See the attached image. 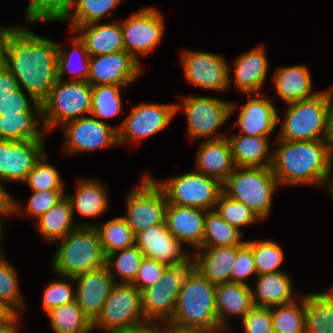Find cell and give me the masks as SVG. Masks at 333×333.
Instances as JSON below:
<instances>
[{"instance_id": "44", "label": "cell", "mask_w": 333, "mask_h": 333, "mask_svg": "<svg viewBox=\"0 0 333 333\" xmlns=\"http://www.w3.org/2000/svg\"><path fill=\"white\" fill-rule=\"evenodd\" d=\"M72 5L73 0H31L25 12L30 22L65 21Z\"/></svg>"}, {"instance_id": "18", "label": "cell", "mask_w": 333, "mask_h": 333, "mask_svg": "<svg viewBox=\"0 0 333 333\" xmlns=\"http://www.w3.org/2000/svg\"><path fill=\"white\" fill-rule=\"evenodd\" d=\"M43 153V138L24 141L0 140V178L3 181L24 183Z\"/></svg>"}, {"instance_id": "26", "label": "cell", "mask_w": 333, "mask_h": 333, "mask_svg": "<svg viewBox=\"0 0 333 333\" xmlns=\"http://www.w3.org/2000/svg\"><path fill=\"white\" fill-rule=\"evenodd\" d=\"M72 31L81 32L89 56H100L123 51V33L119 23L89 24L77 26Z\"/></svg>"}, {"instance_id": "47", "label": "cell", "mask_w": 333, "mask_h": 333, "mask_svg": "<svg viewBox=\"0 0 333 333\" xmlns=\"http://www.w3.org/2000/svg\"><path fill=\"white\" fill-rule=\"evenodd\" d=\"M17 276L9 262L0 255V299L16 312L25 308L17 283ZM18 309V310H16Z\"/></svg>"}, {"instance_id": "55", "label": "cell", "mask_w": 333, "mask_h": 333, "mask_svg": "<svg viewBox=\"0 0 333 333\" xmlns=\"http://www.w3.org/2000/svg\"><path fill=\"white\" fill-rule=\"evenodd\" d=\"M18 85L16 78L0 61V97L10 95L13 88Z\"/></svg>"}, {"instance_id": "50", "label": "cell", "mask_w": 333, "mask_h": 333, "mask_svg": "<svg viewBox=\"0 0 333 333\" xmlns=\"http://www.w3.org/2000/svg\"><path fill=\"white\" fill-rule=\"evenodd\" d=\"M35 110L39 115L38 117H40L39 119H41V104H33L31 107L29 100L19 85L13 88L10 95L0 97V115L17 112H35Z\"/></svg>"}, {"instance_id": "39", "label": "cell", "mask_w": 333, "mask_h": 333, "mask_svg": "<svg viewBox=\"0 0 333 333\" xmlns=\"http://www.w3.org/2000/svg\"><path fill=\"white\" fill-rule=\"evenodd\" d=\"M121 0H73L75 12L68 15L66 21L71 19L70 29L77 26H86L89 24L101 21V18L106 14L109 16L111 9H116V6Z\"/></svg>"}, {"instance_id": "23", "label": "cell", "mask_w": 333, "mask_h": 333, "mask_svg": "<svg viewBox=\"0 0 333 333\" xmlns=\"http://www.w3.org/2000/svg\"><path fill=\"white\" fill-rule=\"evenodd\" d=\"M240 247H200L193 257L194 269L215 285L231 282V273Z\"/></svg>"}, {"instance_id": "24", "label": "cell", "mask_w": 333, "mask_h": 333, "mask_svg": "<svg viewBox=\"0 0 333 333\" xmlns=\"http://www.w3.org/2000/svg\"><path fill=\"white\" fill-rule=\"evenodd\" d=\"M259 95L252 96L238 115L236 125L240 126L242 135L267 137L280 121L274 104L263 95L257 98Z\"/></svg>"}, {"instance_id": "1", "label": "cell", "mask_w": 333, "mask_h": 333, "mask_svg": "<svg viewBox=\"0 0 333 333\" xmlns=\"http://www.w3.org/2000/svg\"><path fill=\"white\" fill-rule=\"evenodd\" d=\"M58 44L28 29L8 27L3 33L0 61L26 89L32 104H40L57 78Z\"/></svg>"}, {"instance_id": "34", "label": "cell", "mask_w": 333, "mask_h": 333, "mask_svg": "<svg viewBox=\"0 0 333 333\" xmlns=\"http://www.w3.org/2000/svg\"><path fill=\"white\" fill-rule=\"evenodd\" d=\"M243 235L240 230L222 219L215 208L206 211L201 247L242 246L246 242L240 241Z\"/></svg>"}, {"instance_id": "21", "label": "cell", "mask_w": 333, "mask_h": 333, "mask_svg": "<svg viewBox=\"0 0 333 333\" xmlns=\"http://www.w3.org/2000/svg\"><path fill=\"white\" fill-rule=\"evenodd\" d=\"M206 210L168 203L165 223L169 232L181 243L200 248L204 236Z\"/></svg>"}, {"instance_id": "13", "label": "cell", "mask_w": 333, "mask_h": 333, "mask_svg": "<svg viewBox=\"0 0 333 333\" xmlns=\"http://www.w3.org/2000/svg\"><path fill=\"white\" fill-rule=\"evenodd\" d=\"M188 121V135L192 138L211 137L230 118L237 104L214 97L181 98Z\"/></svg>"}, {"instance_id": "48", "label": "cell", "mask_w": 333, "mask_h": 333, "mask_svg": "<svg viewBox=\"0 0 333 333\" xmlns=\"http://www.w3.org/2000/svg\"><path fill=\"white\" fill-rule=\"evenodd\" d=\"M71 282L53 281L45 289L43 294V307L46 312L75 301V292Z\"/></svg>"}, {"instance_id": "20", "label": "cell", "mask_w": 333, "mask_h": 333, "mask_svg": "<svg viewBox=\"0 0 333 333\" xmlns=\"http://www.w3.org/2000/svg\"><path fill=\"white\" fill-rule=\"evenodd\" d=\"M135 245L146 258L167 266H177L190 259L182 244L169 232L166 223L152 225L135 235Z\"/></svg>"}, {"instance_id": "61", "label": "cell", "mask_w": 333, "mask_h": 333, "mask_svg": "<svg viewBox=\"0 0 333 333\" xmlns=\"http://www.w3.org/2000/svg\"><path fill=\"white\" fill-rule=\"evenodd\" d=\"M6 29H7L6 27H4V28L0 27V49H1L2 36H3V33L5 32Z\"/></svg>"}, {"instance_id": "59", "label": "cell", "mask_w": 333, "mask_h": 333, "mask_svg": "<svg viewBox=\"0 0 333 333\" xmlns=\"http://www.w3.org/2000/svg\"><path fill=\"white\" fill-rule=\"evenodd\" d=\"M18 319V314L10 321L0 325V333H18L16 327V321Z\"/></svg>"}, {"instance_id": "46", "label": "cell", "mask_w": 333, "mask_h": 333, "mask_svg": "<svg viewBox=\"0 0 333 333\" xmlns=\"http://www.w3.org/2000/svg\"><path fill=\"white\" fill-rule=\"evenodd\" d=\"M45 153L36 161L26 180L32 191L64 190L63 182L58 171L45 162Z\"/></svg>"}, {"instance_id": "65", "label": "cell", "mask_w": 333, "mask_h": 333, "mask_svg": "<svg viewBox=\"0 0 333 333\" xmlns=\"http://www.w3.org/2000/svg\"><path fill=\"white\" fill-rule=\"evenodd\" d=\"M333 298V290L326 291Z\"/></svg>"}, {"instance_id": "6", "label": "cell", "mask_w": 333, "mask_h": 333, "mask_svg": "<svg viewBox=\"0 0 333 333\" xmlns=\"http://www.w3.org/2000/svg\"><path fill=\"white\" fill-rule=\"evenodd\" d=\"M333 87L314 97L290 103L278 139L288 141L325 140L327 115L333 99Z\"/></svg>"}, {"instance_id": "62", "label": "cell", "mask_w": 333, "mask_h": 333, "mask_svg": "<svg viewBox=\"0 0 333 333\" xmlns=\"http://www.w3.org/2000/svg\"><path fill=\"white\" fill-rule=\"evenodd\" d=\"M327 185L329 186L328 188H329V190H330V192H332V195H333V176H332V178H331V180H330V183L328 184L327 183Z\"/></svg>"}, {"instance_id": "38", "label": "cell", "mask_w": 333, "mask_h": 333, "mask_svg": "<svg viewBox=\"0 0 333 333\" xmlns=\"http://www.w3.org/2000/svg\"><path fill=\"white\" fill-rule=\"evenodd\" d=\"M144 257L141 250L134 244L127 249L109 254L106 257V266L112 276L114 275L113 271H116L118 276L120 275L123 280L119 283L131 284L137 276Z\"/></svg>"}, {"instance_id": "37", "label": "cell", "mask_w": 333, "mask_h": 333, "mask_svg": "<svg viewBox=\"0 0 333 333\" xmlns=\"http://www.w3.org/2000/svg\"><path fill=\"white\" fill-rule=\"evenodd\" d=\"M104 255L127 249L135 244V234L122 218H114L103 225H95Z\"/></svg>"}, {"instance_id": "63", "label": "cell", "mask_w": 333, "mask_h": 333, "mask_svg": "<svg viewBox=\"0 0 333 333\" xmlns=\"http://www.w3.org/2000/svg\"><path fill=\"white\" fill-rule=\"evenodd\" d=\"M2 216L4 217V215H1V214H0V241H1V239H2V231H3V230H2V226H1V225H2V218H3Z\"/></svg>"}, {"instance_id": "57", "label": "cell", "mask_w": 333, "mask_h": 333, "mask_svg": "<svg viewBox=\"0 0 333 333\" xmlns=\"http://www.w3.org/2000/svg\"><path fill=\"white\" fill-rule=\"evenodd\" d=\"M325 143L328 146L330 155L333 156V99L331 100L327 115V133Z\"/></svg>"}, {"instance_id": "64", "label": "cell", "mask_w": 333, "mask_h": 333, "mask_svg": "<svg viewBox=\"0 0 333 333\" xmlns=\"http://www.w3.org/2000/svg\"><path fill=\"white\" fill-rule=\"evenodd\" d=\"M0 140H2L1 115H0Z\"/></svg>"}, {"instance_id": "36", "label": "cell", "mask_w": 333, "mask_h": 333, "mask_svg": "<svg viewBox=\"0 0 333 333\" xmlns=\"http://www.w3.org/2000/svg\"><path fill=\"white\" fill-rule=\"evenodd\" d=\"M35 112H17L1 115L2 140L24 141L42 138L44 127L38 129ZM35 118V119H34ZM43 133V134H42Z\"/></svg>"}, {"instance_id": "3", "label": "cell", "mask_w": 333, "mask_h": 333, "mask_svg": "<svg viewBox=\"0 0 333 333\" xmlns=\"http://www.w3.org/2000/svg\"><path fill=\"white\" fill-rule=\"evenodd\" d=\"M215 286L193 269L180 289L174 314L167 323L214 332L223 330L216 314Z\"/></svg>"}, {"instance_id": "17", "label": "cell", "mask_w": 333, "mask_h": 333, "mask_svg": "<svg viewBox=\"0 0 333 333\" xmlns=\"http://www.w3.org/2000/svg\"><path fill=\"white\" fill-rule=\"evenodd\" d=\"M140 62L128 52L118 51L100 56H89V75L87 82L91 86H126L141 73Z\"/></svg>"}, {"instance_id": "54", "label": "cell", "mask_w": 333, "mask_h": 333, "mask_svg": "<svg viewBox=\"0 0 333 333\" xmlns=\"http://www.w3.org/2000/svg\"><path fill=\"white\" fill-rule=\"evenodd\" d=\"M0 178V214L10 215L12 213H18L22 211L21 206L6 192V190L1 185Z\"/></svg>"}, {"instance_id": "43", "label": "cell", "mask_w": 333, "mask_h": 333, "mask_svg": "<svg viewBox=\"0 0 333 333\" xmlns=\"http://www.w3.org/2000/svg\"><path fill=\"white\" fill-rule=\"evenodd\" d=\"M252 248L255 268L258 275L280 272L279 266L283 261L284 253L278 243L270 240L246 241Z\"/></svg>"}, {"instance_id": "19", "label": "cell", "mask_w": 333, "mask_h": 333, "mask_svg": "<svg viewBox=\"0 0 333 333\" xmlns=\"http://www.w3.org/2000/svg\"><path fill=\"white\" fill-rule=\"evenodd\" d=\"M77 282L75 300L84 314L93 323L101 314L104 303L115 285V276H112L108 267L81 274L75 278L65 277Z\"/></svg>"}, {"instance_id": "27", "label": "cell", "mask_w": 333, "mask_h": 333, "mask_svg": "<svg viewBox=\"0 0 333 333\" xmlns=\"http://www.w3.org/2000/svg\"><path fill=\"white\" fill-rule=\"evenodd\" d=\"M275 93L279 94L287 104L314 97L318 92H312V78L308 68L295 65L277 69L273 76Z\"/></svg>"}, {"instance_id": "15", "label": "cell", "mask_w": 333, "mask_h": 333, "mask_svg": "<svg viewBox=\"0 0 333 333\" xmlns=\"http://www.w3.org/2000/svg\"><path fill=\"white\" fill-rule=\"evenodd\" d=\"M63 127L64 149L70 154L118 144L117 128L110 127L103 120L84 116L65 123Z\"/></svg>"}, {"instance_id": "10", "label": "cell", "mask_w": 333, "mask_h": 333, "mask_svg": "<svg viewBox=\"0 0 333 333\" xmlns=\"http://www.w3.org/2000/svg\"><path fill=\"white\" fill-rule=\"evenodd\" d=\"M127 214L122 218L136 235L152 225L163 224L168 204L165 191L150 175L127 195Z\"/></svg>"}, {"instance_id": "28", "label": "cell", "mask_w": 333, "mask_h": 333, "mask_svg": "<svg viewBox=\"0 0 333 333\" xmlns=\"http://www.w3.org/2000/svg\"><path fill=\"white\" fill-rule=\"evenodd\" d=\"M215 303L219 326L226 329L224 315H240L243 319L254 306L252 288L249 285L234 282L217 284L215 286Z\"/></svg>"}, {"instance_id": "5", "label": "cell", "mask_w": 333, "mask_h": 333, "mask_svg": "<svg viewBox=\"0 0 333 333\" xmlns=\"http://www.w3.org/2000/svg\"><path fill=\"white\" fill-rule=\"evenodd\" d=\"M271 167H235L222 184V192L250 208L262 220L270 214L278 187Z\"/></svg>"}, {"instance_id": "16", "label": "cell", "mask_w": 333, "mask_h": 333, "mask_svg": "<svg viewBox=\"0 0 333 333\" xmlns=\"http://www.w3.org/2000/svg\"><path fill=\"white\" fill-rule=\"evenodd\" d=\"M186 80L195 86L221 91L230 84L229 67L222 56L186 51L181 55Z\"/></svg>"}, {"instance_id": "4", "label": "cell", "mask_w": 333, "mask_h": 333, "mask_svg": "<svg viewBox=\"0 0 333 333\" xmlns=\"http://www.w3.org/2000/svg\"><path fill=\"white\" fill-rule=\"evenodd\" d=\"M61 240L53 260V270L60 277L75 278L106 265L97 229L93 225L78 227Z\"/></svg>"}, {"instance_id": "52", "label": "cell", "mask_w": 333, "mask_h": 333, "mask_svg": "<svg viewBox=\"0 0 333 333\" xmlns=\"http://www.w3.org/2000/svg\"><path fill=\"white\" fill-rule=\"evenodd\" d=\"M33 194L27 203V214L36 219L47 212L51 207L62 200L66 195L64 190L32 191Z\"/></svg>"}, {"instance_id": "7", "label": "cell", "mask_w": 333, "mask_h": 333, "mask_svg": "<svg viewBox=\"0 0 333 333\" xmlns=\"http://www.w3.org/2000/svg\"><path fill=\"white\" fill-rule=\"evenodd\" d=\"M142 312L141 292L133 284L115 283L101 314L93 322L108 333L135 332L150 327Z\"/></svg>"}, {"instance_id": "29", "label": "cell", "mask_w": 333, "mask_h": 333, "mask_svg": "<svg viewBox=\"0 0 333 333\" xmlns=\"http://www.w3.org/2000/svg\"><path fill=\"white\" fill-rule=\"evenodd\" d=\"M252 300L256 307L272 308L294 301L290 277L283 271L258 275Z\"/></svg>"}, {"instance_id": "31", "label": "cell", "mask_w": 333, "mask_h": 333, "mask_svg": "<svg viewBox=\"0 0 333 333\" xmlns=\"http://www.w3.org/2000/svg\"><path fill=\"white\" fill-rule=\"evenodd\" d=\"M74 224L71 204L66 196L37 218L40 234L49 241L63 239L78 227Z\"/></svg>"}, {"instance_id": "11", "label": "cell", "mask_w": 333, "mask_h": 333, "mask_svg": "<svg viewBox=\"0 0 333 333\" xmlns=\"http://www.w3.org/2000/svg\"><path fill=\"white\" fill-rule=\"evenodd\" d=\"M156 183L165 191L168 203L206 211L216 206L222 192L221 183L197 171Z\"/></svg>"}, {"instance_id": "22", "label": "cell", "mask_w": 333, "mask_h": 333, "mask_svg": "<svg viewBox=\"0 0 333 333\" xmlns=\"http://www.w3.org/2000/svg\"><path fill=\"white\" fill-rule=\"evenodd\" d=\"M196 158V171L216 179L221 184L236 167L229 140L218 134L201 144Z\"/></svg>"}, {"instance_id": "56", "label": "cell", "mask_w": 333, "mask_h": 333, "mask_svg": "<svg viewBox=\"0 0 333 333\" xmlns=\"http://www.w3.org/2000/svg\"><path fill=\"white\" fill-rule=\"evenodd\" d=\"M164 327H161L163 333H215L214 331L205 328L183 327L169 323H167V326Z\"/></svg>"}, {"instance_id": "30", "label": "cell", "mask_w": 333, "mask_h": 333, "mask_svg": "<svg viewBox=\"0 0 333 333\" xmlns=\"http://www.w3.org/2000/svg\"><path fill=\"white\" fill-rule=\"evenodd\" d=\"M236 167H271L273 153H269L267 137L232 135L229 138Z\"/></svg>"}, {"instance_id": "33", "label": "cell", "mask_w": 333, "mask_h": 333, "mask_svg": "<svg viewBox=\"0 0 333 333\" xmlns=\"http://www.w3.org/2000/svg\"><path fill=\"white\" fill-rule=\"evenodd\" d=\"M66 197L70 201L73 216L77 210L85 217H97L108 207L106 190L97 180H81L74 196Z\"/></svg>"}, {"instance_id": "58", "label": "cell", "mask_w": 333, "mask_h": 333, "mask_svg": "<svg viewBox=\"0 0 333 333\" xmlns=\"http://www.w3.org/2000/svg\"><path fill=\"white\" fill-rule=\"evenodd\" d=\"M17 314L9 304L0 299V325L10 321Z\"/></svg>"}, {"instance_id": "45", "label": "cell", "mask_w": 333, "mask_h": 333, "mask_svg": "<svg viewBox=\"0 0 333 333\" xmlns=\"http://www.w3.org/2000/svg\"><path fill=\"white\" fill-rule=\"evenodd\" d=\"M216 205V212L220 217L238 230L242 226L253 224L260 220L245 204L233 200L223 192L220 193Z\"/></svg>"}, {"instance_id": "41", "label": "cell", "mask_w": 333, "mask_h": 333, "mask_svg": "<svg viewBox=\"0 0 333 333\" xmlns=\"http://www.w3.org/2000/svg\"><path fill=\"white\" fill-rule=\"evenodd\" d=\"M118 85L92 86L91 115L97 118H110L121 112L122 102Z\"/></svg>"}, {"instance_id": "35", "label": "cell", "mask_w": 333, "mask_h": 333, "mask_svg": "<svg viewBox=\"0 0 333 333\" xmlns=\"http://www.w3.org/2000/svg\"><path fill=\"white\" fill-rule=\"evenodd\" d=\"M55 333H90L93 323L84 314L77 301L47 312Z\"/></svg>"}, {"instance_id": "60", "label": "cell", "mask_w": 333, "mask_h": 333, "mask_svg": "<svg viewBox=\"0 0 333 333\" xmlns=\"http://www.w3.org/2000/svg\"><path fill=\"white\" fill-rule=\"evenodd\" d=\"M128 333H163V330L161 329V326L151 325L150 327H147L145 329Z\"/></svg>"}, {"instance_id": "8", "label": "cell", "mask_w": 333, "mask_h": 333, "mask_svg": "<svg viewBox=\"0 0 333 333\" xmlns=\"http://www.w3.org/2000/svg\"><path fill=\"white\" fill-rule=\"evenodd\" d=\"M92 86L87 81L57 80L41 104V117L45 132L57 123L63 125L91 114ZM44 119V120H43Z\"/></svg>"}, {"instance_id": "32", "label": "cell", "mask_w": 333, "mask_h": 333, "mask_svg": "<svg viewBox=\"0 0 333 333\" xmlns=\"http://www.w3.org/2000/svg\"><path fill=\"white\" fill-rule=\"evenodd\" d=\"M305 333H333V298L325 291L304 296Z\"/></svg>"}, {"instance_id": "2", "label": "cell", "mask_w": 333, "mask_h": 333, "mask_svg": "<svg viewBox=\"0 0 333 333\" xmlns=\"http://www.w3.org/2000/svg\"><path fill=\"white\" fill-rule=\"evenodd\" d=\"M278 143L280 147L273 152L271 165L278 185L330 183L333 158L325 140L278 139Z\"/></svg>"}, {"instance_id": "53", "label": "cell", "mask_w": 333, "mask_h": 333, "mask_svg": "<svg viewBox=\"0 0 333 333\" xmlns=\"http://www.w3.org/2000/svg\"><path fill=\"white\" fill-rule=\"evenodd\" d=\"M168 266L159 261L144 257L135 280L131 283L140 292L156 284Z\"/></svg>"}, {"instance_id": "14", "label": "cell", "mask_w": 333, "mask_h": 333, "mask_svg": "<svg viewBox=\"0 0 333 333\" xmlns=\"http://www.w3.org/2000/svg\"><path fill=\"white\" fill-rule=\"evenodd\" d=\"M181 105L175 104H142L135 106L128 117L117 128L118 144L132 140L138 141L163 130Z\"/></svg>"}, {"instance_id": "42", "label": "cell", "mask_w": 333, "mask_h": 333, "mask_svg": "<svg viewBox=\"0 0 333 333\" xmlns=\"http://www.w3.org/2000/svg\"><path fill=\"white\" fill-rule=\"evenodd\" d=\"M73 45L72 51L67 52L60 47L58 44L57 48V78L62 80V77L66 72H70L75 74L73 81H87L89 75V54L84 43L79 39V37L73 38ZM82 54L80 55L83 58L81 64L75 65L73 64V59L75 54ZM80 59V58H79ZM75 65V66H74ZM77 66V67H76ZM75 67V68H74ZM77 78V80H76Z\"/></svg>"}, {"instance_id": "12", "label": "cell", "mask_w": 333, "mask_h": 333, "mask_svg": "<svg viewBox=\"0 0 333 333\" xmlns=\"http://www.w3.org/2000/svg\"><path fill=\"white\" fill-rule=\"evenodd\" d=\"M163 25V17L151 7L141 9L121 22L124 51L139 62L137 54L147 55L160 43Z\"/></svg>"}, {"instance_id": "25", "label": "cell", "mask_w": 333, "mask_h": 333, "mask_svg": "<svg viewBox=\"0 0 333 333\" xmlns=\"http://www.w3.org/2000/svg\"><path fill=\"white\" fill-rule=\"evenodd\" d=\"M264 47H258L237 57L234 65L236 87L245 94L259 93L267 76L268 63Z\"/></svg>"}, {"instance_id": "49", "label": "cell", "mask_w": 333, "mask_h": 333, "mask_svg": "<svg viewBox=\"0 0 333 333\" xmlns=\"http://www.w3.org/2000/svg\"><path fill=\"white\" fill-rule=\"evenodd\" d=\"M257 271L252 248L245 242L237 251V258L231 273V282L248 285L246 279Z\"/></svg>"}, {"instance_id": "40", "label": "cell", "mask_w": 333, "mask_h": 333, "mask_svg": "<svg viewBox=\"0 0 333 333\" xmlns=\"http://www.w3.org/2000/svg\"><path fill=\"white\" fill-rule=\"evenodd\" d=\"M300 303L301 306L293 301L272 307L274 333H305L304 297Z\"/></svg>"}, {"instance_id": "51", "label": "cell", "mask_w": 333, "mask_h": 333, "mask_svg": "<svg viewBox=\"0 0 333 333\" xmlns=\"http://www.w3.org/2000/svg\"><path fill=\"white\" fill-rule=\"evenodd\" d=\"M242 321L246 333H274L272 308L253 306Z\"/></svg>"}, {"instance_id": "9", "label": "cell", "mask_w": 333, "mask_h": 333, "mask_svg": "<svg viewBox=\"0 0 333 333\" xmlns=\"http://www.w3.org/2000/svg\"><path fill=\"white\" fill-rule=\"evenodd\" d=\"M193 269V258L181 265L168 266L156 284L141 292L142 312L149 324L159 326L172 318L180 289Z\"/></svg>"}]
</instances>
